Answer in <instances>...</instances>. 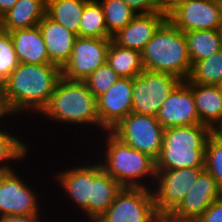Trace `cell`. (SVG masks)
Returning a JSON list of instances; mask_svg holds the SVG:
<instances>
[{
  "label": "cell",
  "instance_id": "1",
  "mask_svg": "<svg viewBox=\"0 0 222 222\" xmlns=\"http://www.w3.org/2000/svg\"><path fill=\"white\" fill-rule=\"evenodd\" d=\"M61 77V69L54 64L19 63L0 86L4 116L26 117L29 113L38 119Z\"/></svg>",
  "mask_w": 222,
  "mask_h": 222
},
{
  "label": "cell",
  "instance_id": "2",
  "mask_svg": "<svg viewBox=\"0 0 222 222\" xmlns=\"http://www.w3.org/2000/svg\"><path fill=\"white\" fill-rule=\"evenodd\" d=\"M92 137L95 142L96 137L99 141L98 145L93 143V149L96 147L97 150L100 149L99 156L94 155V158H97L102 169L122 187L152 188L156 177V160L154 158L133 149L111 130H104L100 135ZM99 144L101 148L98 147Z\"/></svg>",
  "mask_w": 222,
  "mask_h": 222
},
{
  "label": "cell",
  "instance_id": "3",
  "mask_svg": "<svg viewBox=\"0 0 222 222\" xmlns=\"http://www.w3.org/2000/svg\"><path fill=\"white\" fill-rule=\"evenodd\" d=\"M38 115L48 123L52 121L53 124H63L62 127L72 125L74 128H81L75 129V132L87 128L90 132H82L86 135L100 130L97 98L92 95L84 81L61 77L48 104Z\"/></svg>",
  "mask_w": 222,
  "mask_h": 222
},
{
  "label": "cell",
  "instance_id": "4",
  "mask_svg": "<svg viewBox=\"0 0 222 222\" xmlns=\"http://www.w3.org/2000/svg\"><path fill=\"white\" fill-rule=\"evenodd\" d=\"M146 70L172 74L185 81L191 61L185 35L168 18L155 31L141 52Z\"/></svg>",
  "mask_w": 222,
  "mask_h": 222
},
{
  "label": "cell",
  "instance_id": "5",
  "mask_svg": "<svg viewBox=\"0 0 222 222\" xmlns=\"http://www.w3.org/2000/svg\"><path fill=\"white\" fill-rule=\"evenodd\" d=\"M211 129L206 125L164 129L156 170L205 168L206 141Z\"/></svg>",
  "mask_w": 222,
  "mask_h": 222
},
{
  "label": "cell",
  "instance_id": "6",
  "mask_svg": "<svg viewBox=\"0 0 222 222\" xmlns=\"http://www.w3.org/2000/svg\"><path fill=\"white\" fill-rule=\"evenodd\" d=\"M19 169L0 173V217L35 215L43 210L40 195L44 196V194H38L34 185L31 186L29 179L27 181L25 173L24 175L18 173Z\"/></svg>",
  "mask_w": 222,
  "mask_h": 222
},
{
  "label": "cell",
  "instance_id": "7",
  "mask_svg": "<svg viewBox=\"0 0 222 222\" xmlns=\"http://www.w3.org/2000/svg\"><path fill=\"white\" fill-rule=\"evenodd\" d=\"M181 81L169 73L144 69L133 78L132 112L157 116L162 103Z\"/></svg>",
  "mask_w": 222,
  "mask_h": 222
},
{
  "label": "cell",
  "instance_id": "8",
  "mask_svg": "<svg viewBox=\"0 0 222 222\" xmlns=\"http://www.w3.org/2000/svg\"><path fill=\"white\" fill-rule=\"evenodd\" d=\"M111 131L133 149L144 152L155 160L159 157L164 127L156 116L132 112Z\"/></svg>",
  "mask_w": 222,
  "mask_h": 222
},
{
  "label": "cell",
  "instance_id": "9",
  "mask_svg": "<svg viewBox=\"0 0 222 222\" xmlns=\"http://www.w3.org/2000/svg\"><path fill=\"white\" fill-rule=\"evenodd\" d=\"M157 217L151 189L123 187L95 222H156Z\"/></svg>",
  "mask_w": 222,
  "mask_h": 222
},
{
  "label": "cell",
  "instance_id": "10",
  "mask_svg": "<svg viewBox=\"0 0 222 222\" xmlns=\"http://www.w3.org/2000/svg\"><path fill=\"white\" fill-rule=\"evenodd\" d=\"M205 168L156 170L151 188L158 215L170 214L185 198Z\"/></svg>",
  "mask_w": 222,
  "mask_h": 222
},
{
  "label": "cell",
  "instance_id": "11",
  "mask_svg": "<svg viewBox=\"0 0 222 222\" xmlns=\"http://www.w3.org/2000/svg\"><path fill=\"white\" fill-rule=\"evenodd\" d=\"M111 40L78 36L68 62L61 69L62 77L68 80H85L106 63Z\"/></svg>",
  "mask_w": 222,
  "mask_h": 222
},
{
  "label": "cell",
  "instance_id": "12",
  "mask_svg": "<svg viewBox=\"0 0 222 222\" xmlns=\"http://www.w3.org/2000/svg\"><path fill=\"white\" fill-rule=\"evenodd\" d=\"M90 161L84 160L78 161V164L73 167H68L66 169H57L54 175L52 176L54 179L52 181L56 182V186H59L63 192V196L67 198L69 207L73 206V210L75 209L77 215H82V219L88 221V201L91 199V183H92V160L88 156ZM87 161V162H86ZM59 170V172H58ZM79 208V209H78ZM77 209V210H76ZM79 210V211H78ZM81 212V214H80ZM85 217V218H84Z\"/></svg>",
  "mask_w": 222,
  "mask_h": 222
},
{
  "label": "cell",
  "instance_id": "13",
  "mask_svg": "<svg viewBox=\"0 0 222 222\" xmlns=\"http://www.w3.org/2000/svg\"><path fill=\"white\" fill-rule=\"evenodd\" d=\"M167 18L183 33L222 28L219 0H188Z\"/></svg>",
  "mask_w": 222,
  "mask_h": 222
},
{
  "label": "cell",
  "instance_id": "14",
  "mask_svg": "<svg viewBox=\"0 0 222 222\" xmlns=\"http://www.w3.org/2000/svg\"><path fill=\"white\" fill-rule=\"evenodd\" d=\"M133 78L120 77L106 92L97 97L101 131L111 130L132 113Z\"/></svg>",
  "mask_w": 222,
  "mask_h": 222
},
{
  "label": "cell",
  "instance_id": "15",
  "mask_svg": "<svg viewBox=\"0 0 222 222\" xmlns=\"http://www.w3.org/2000/svg\"><path fill=\"white\" fill-rule=\"evenodd\" d=\"M157 120L164 129L176 126L203 125L198 116L190 83L181 81L162 103Z\"/></svg>",
  "mask_w": 222,
  "mask_h": 222
},
{
  "label": "cell",
  "instance_id": "16",
  "mask_svg": "<svg viewBox=\"0 0 222 222\" xmlns=\"http://www.w3.org/2000/svg\"><path fill=\"white\" fill-rule=\"evenodd\" d=\"M220 198L222 188L205 169L170 215L181 220H198L204 211Z\"/></svg>",
  "mask_w": 222,
  "mask_h": 222
},
{
  "label": "cell",
  "instance_id": "17",
  "mask_svg": "<svg viewBox=\"0 0 222 222\" xmlns=\"http://www.w3.org/2000/svg\"><path fill=\"white\" fill-rule=\"evenodd\" d=\"M167 19L161 13L137 14L123 29L112 36L118 46L142 52L155 31Z\"/></svg>",
  "mask_w": 222,
  "mask_h": 222
},
{
  "label": "cell",
  "instance_id": "18",
  "mask_svg": "<svg viewBox=\"0 0 222 222\" xmlns=\"http://www.w3.org/2000/svg\"><path fill=\"white\" fill-rule=\"evenodd\" d=\"M93 157H91L92 183L91 199L88 201V222H95L109 208L123 188L102 169L101 164Z\"/></svg>",
  "mask_w": 222,
  "mask_h": 222
},
{
  "label": "cell",
  "instance_id": "19",
  "mask_svg": "<svg viewBox=\"0 0 222 222\" xmlns=\"http://www.w3.org/2000/svg\"><path fill=\"white\" fill-rule=\"evenodd\" d=\"M38 26L47 48L50 64L62 69L71 56L78 36L50 19L47 15L43 17Z\"/></svg>",
  "mask_w": 222,
  "mask_h": 222
},
{
  "label": "cell",
  "instance_id": "20",
  "mask_svg": "<svg viewBox=\"0 0 222 222\" xmlns=\"http://www.w3.org/2000/svg\"><path fill=\"white\" fill-rule=\"evenodd\" d=\"M19 63L50 64L39 26L9 32Z\"/></svg>",
  "mask_w": 222,
  "mask_h": 222
},
{
  "label": "cell",
  "instance_id": "21",
  "mask_svg": "<svg viewBox=\"0 0 222 222\" xmlns=\"http://www.w3.org/2000/svg\"><path fill=\"white\" fill-rule=\"evenodd\" d=\"M9 119L12 121L15 119L16 121L18 118L4 116L0 119V173L18 169V167H14L15 163L19 165L21 162L27 161L26 158L30 153V149L33 150V148H31L32 145L27 143L23 138L21 139L22 136H20V134H13L15 131L14 128L12 129L10 125H8V123L11 124ZM7 121L8 123H6Z\"/></svg>",
  "mask_w": 222,
  "mask_h": 222
},
{
  "label": "cell",
  "instance_id": "22",
  "mask_svg": "<svg viewBox=\"0 0 222 222\" xmlns=\"http://www.w3.org/2000/svg\"><path fill=\"white\" fill-rule=\"evenodd\" d=\"M47 0H18L2 16L0 29L10 32L37 26L46 15Z\"/></svg>",
  "mask_w": 222,
  "mask_h": 222
},
{
  "label": "cell",
  "instance_id": "23",
  "mask_svg": "<svg viewBox=\"0 0 222 222\" xmlns=\"http://www.w3.org/2000/svg\"><path fill=\"white\" fill-rule=\"evenodd\" d=\"M195 107L203 125L210 129L222 118V90L220 85L190 83Z\"/></svg>",
  "mask_w": 222,
  "mask_h": 222
},
{
  "label": "cell",
  "instance_id": "24",
  "mask_svg": "<svg viewBox=\"0 0 222 222\" xmlns=\"http://www.w3.org/2000/svg\"><path fill=\"white\" fill-rule=\"evenodd\" d=\"M89 0H47L46 15L79 36L81 16Z\"/></svg>",
  "mask_w": 222,
  "mask_h": 222
},
{
  "label": "cell",
  "instance_id": "25",
  "mask_svg": "<svg viewBox=\"0 0 222 222\" xmlns=\"http://www.w3.org/2000/svg\"><path fill=\"white\" fill-rule=\"evenodd\" d=\"M184 35L191 64L204 60L222 49L221 29L189 31Z\"/></svg>",
  "mask_w": 222,
  "mask_h": 222
},
{
  "label": "cell",
  "instance_id": "26",
  "mask_svg": "<svg viewBox=\"0 0 222 222\" xmlns=\"http://www.w3.org/2000/svg\"><path fill=\"white\" fill-rule=\"evenodd\" d=\"M106 62L118 76L124 78H134L144 70L140 51L120 47L112 40Z\"/></svg>",
  "mask_w": 222,
  "mask_h": 222
},
{
  "label": "cell",
  "instance_id": "27",
  "mask_svg": "<svg viewBox=\"0 0 222 222\" xmlns=\"http://www.w3.org/2000/svg\"><path fill=\"white\" fill-rule=\"evenodd\" d=\"M79 36L112 39L107 31L103 7L98 0H89L84 7Z\"/></svg>",
  "mask_w": 222,
  "mask_h": 222
},
{
  "label": "cell",
  "instance_id": "28",
  "mask_svg": "<svg viewBox=\"0 0 222 222\" xmlns=\"http://www.w3.org/2000/svg\"><path fill=\"white\" fill-rule=\"evenodd\" d=\"M186 81L202 85H220L222 83V49L204 60L192 63Z\"/></svg>",
  "mask_w": 222,
  "mask_h": 222
},
{
  "label": "cell",
  "instance_id": "29",
  "mask_svg": "<svg viewBox=\"0 0 222 222\" xmlns=\"http://www.w3.org/2000/svg\"><path fill=\"white\" fill-rule=\"evenodd\" d=\"M103 7L108 33L113 36L123 29L137 13L123 0H98Z\"/></svg>",
  "mask_w": 222,
  "mask_h": 222
},
{
  "label": "cell",
  "instance_id": "30",
  "mask_svg": "<svg viewBox=\"0 0 222 222\" xmlns=\"http://www.w3.org/2000/svg\"><path fill=\"white\" fill-rule=\"evenodd\" d=\"M119 78L120 76L106 62L83 81L92 95L97 98L106 92Z\"/></svg>",
  "mask_w": 222,
  "mask_h": 222
},
{
  "label": "cell",
  "instance_id": "31",
  "mask_svg": "<svg viewBox=\"0 0 222 222\" xmlns=\"http://www.w3.org/2000/svg\"><path fill=\"white\" fill-rule=\"evenodd\" d=\"M205 169L222 188V140L212 134L206 141Z\"/></svg>",
  "mask_w": 222,
  "mask_h": 222
},
{
  "label": "cell",
  "instance_id": "32",
  "mask_svg": "<svg viewBox=\"0 0 222 222\" xmlns=\"http://www.w3.org/2000/svg\"><path fill=\"white\" fill-rule=\"evenodd\" d=\"M18 65L11 35L0 29V86Z\"/></svg>",
  "mask_w": 222,
  "mask_h": 222
},
{
  "label": "cell",
  "instance_id": "33",
  "mask_svg": "<svg viewBox=\"0 0 222 222\" xmlns=\"http://www.w3.org/2000/svg\"><path fill=\"white\" fill-rule=\"evenodd\" d=\"M198 222H222V198L214 201L197 220Z\"/></svg>",
  "mask_w": 222,
  "mask_h": 222
},
{
  "label": "cell",
  "instance_id": "34",
  "mask_svg": "<svg viewBox=\"0 0 222 222\" xmlns=\"http://www.w3.org/2000/svg\"><path fill=\"white\" fill-rule=\"evenodd\" d=\"M137 14L157 12L156 0H123Z\"/></svg>",
  "mask_w": 222,
  "mask_h": 222
},
{
  "label": "cell",
  "instance_id": "35",
  "mask_svg": "<svg viewBox=\"0 0 222 222\" xmlns=\"http://www.w3.org/2000/svg\"><path fill=\"white\" fill-rule=\"evenodd\" d=\"M188 0H156L157 13H161L168 17L180 5Z\"/></svg>",
  "mask_w": 222,
  "mask_h": 222
},
{
  "label": "cell",
  "instance_id": "36",
  "mask_svg": "<svg viewBox=\"0 0 222 222\" xmlns=\"http://www.w3.org/2000/svg\"><path fill=\"white\" fill-rule=\"evenodd\" d=\"M44 215H5L0 217V222H44ZM48 222V221H47Z\"/></svg>",
  "mask_w": 222,
  "mask_h": 222
},
{
  "label": "cell",
  "instance_id": "37",
  "mask_svg": "<svg viewBox=\"0 0 222 222\" xmlns=\"http://www.w3.org/2000/svg\"><path fill=\"white\" fill-rule=\"evenodd\" d=\"M156 222H198L197 220H181L172 217L170 214L158 215Z\"/></svg>",
  "mask_w": 222,
  "mask_h": 222
},
{
  "label": "cell",
  "instance_id": "38",
  "mask_svg": "<svg viewBox=\"0 0 222 222\" xmlns=\"http://www.w3.org/2000/svg\"><path fill=\"white\" fill-rule=\"evenodd\" d=\"M18 0H0V16L8 12Z\"/></svg>",
  "mask_w": 222,
  "mask_h": 222
},
{
  "label": "cell",
  "instance_id": "39",
  "mask_svg": "<svg viewBox=\"0 0 222 222\" xmlns=\"http://www.w3.org/2000/svg\"><path fill=\"white\" fill-rule=\"evenodd\" d=\"M211 134L222 140V118L211 129Z\"/></svg>",
  "mask_w": 222,
  "mask_h": 222
},
{
  "label": "cell",
  "instance_id": "40",
  "mask_svg": "<svg viewBox=\"0 0 222 222\" xmlns=\"http://www.w3.org/2000/svg\"><path fill=\"white\" fill-rule=\"evenodd\" d=\"M3 117H4V114H3L2 110H1V107H0V119L3 118Z\"/></svg>",
  "mask_w": 222,
  "mask_h": 222
},
{
  "label": "cell",
  "instance_id": "41",
  "mask_svg": "<svg viewBox=\"0 0 222 222\" xmlns=\"http://www.w3.org/2000/svg\"><path fill=\"white\" fill-rule=\"evenodd\" d=\"M219 3L221 5V16H222V0H219Z\"/></svg>",
  "mask_w": 222,
  "mask_h": 222
},
{
  "label": "cell",
  "instance_id": "42",
  "mask_svg": "<svg viewBox=\"0 0 222 222\" xmlns=\"http://www.w3.org/2000/svg\"><path fill=\"white\" fill-rule=\"evenodd\" d=\"M1 24H2V17L0 16V27H1Z\"/></svg>",
  "mask_w": 222,
  "mask_h": 222
}]
</instances>
